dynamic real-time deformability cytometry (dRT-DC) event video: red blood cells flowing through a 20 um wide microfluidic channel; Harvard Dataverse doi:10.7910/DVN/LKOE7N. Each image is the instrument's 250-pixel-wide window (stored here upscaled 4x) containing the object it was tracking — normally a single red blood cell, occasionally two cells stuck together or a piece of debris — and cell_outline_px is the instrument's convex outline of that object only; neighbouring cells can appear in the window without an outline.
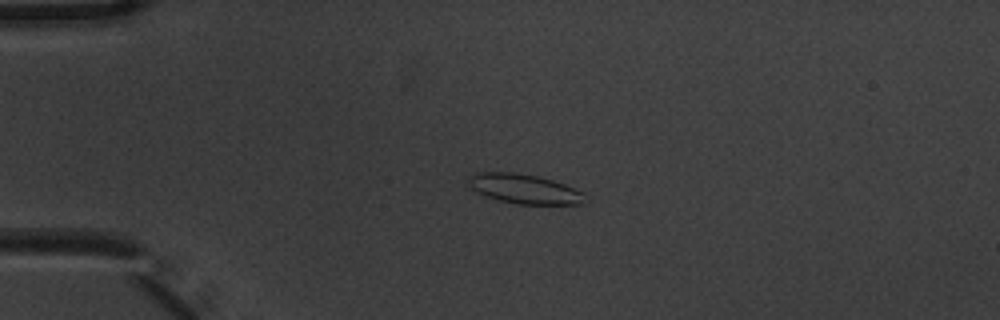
{"species": "common noctule bat (a hibernating species)", "species_latin": "Nyctalus noctula", "temperature_condition": "warm", "stored_images_in_passage": 6, "camera_frame_rate_fps": 3000, "um_per_image_px": 0.085, "animal": {"sex": "male", "body_mass_g": 20.1, "forearm_length_mm": 53.5}, "frame": {"image": 1, "passage_image": 4, "time_ms": 1.0, "image_size_px": [1000, 320], "cell_outline_px": [[588, 204], [516, 204], [484, 196], [476, 192], [464, 184], [468, 176], [476, 172], [512, 172], [536, 176], [552, 180], [564, 184], [584, 192], [588, 200]], "centroid_in_image_um": [44.54, 16.06], "position_along_channel_um": 40.5, "area_um2": 20.52}}
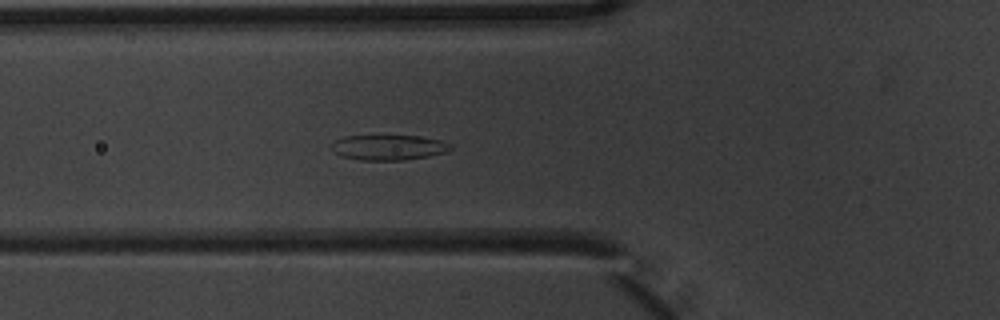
{"frame": {"image": 2, "passage_image": 6, "time_ms": 1.667, "image_size_px": [1000, 320], "cell_outline_px": [[452, 148], [444, 152], [428, 156], [404, 160], [360, 160], [340, 156], [328, 148], [328, 144], [344, 136], [420, 136], [440, 140], [452, 144]], "centroid_in_image_um": [32.96, 12.53], "position_along_channel_um": 92.8, "area_um2": 17.63}}